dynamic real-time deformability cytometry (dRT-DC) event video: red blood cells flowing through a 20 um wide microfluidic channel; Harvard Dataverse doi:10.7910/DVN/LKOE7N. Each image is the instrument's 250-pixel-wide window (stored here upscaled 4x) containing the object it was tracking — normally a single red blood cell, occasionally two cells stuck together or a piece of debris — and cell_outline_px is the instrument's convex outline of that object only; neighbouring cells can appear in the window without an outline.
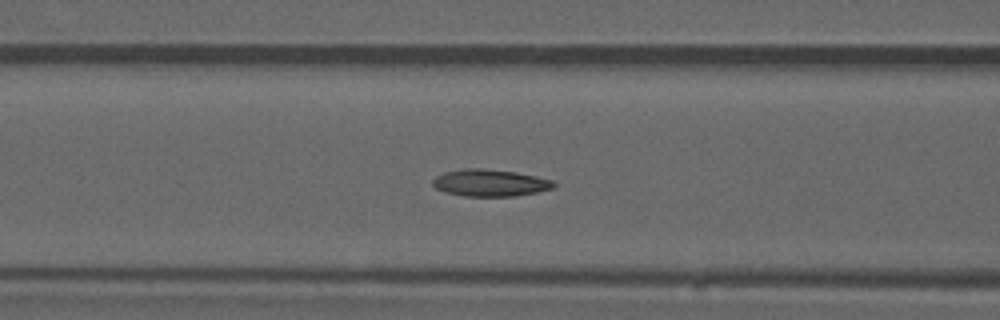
{"species": "common noctule bat (a hibernating species)", "species_latin": "Nyctalus noctula", "temperature_condition": "warm", "stored_images_in_passage": 38, "camera_frame_rate_fps": 3000, "um_per_image_px": 0.085, "animal": {"sex": "male", "forearm_length_mm": 52.5}, "frame": {"image": 1, "passage_image": 6, "time_ms": 1.667, "image_size_px": [1000, 320], "cell_outline_px": [[556, 184], [552, 188], [536, 192], [516, 196], [464, 196], [444, 192], [436, 188], [432, 184], [432, 180], [436, 176], [444, 172], [464, 168], [480, 168], [516, 172], [536, 176], [552, 180]], "centroid_in_image_um": [41.62, 15.54], "position_along_channel_um": 125.0, "area_um2": 19.02}, "authors_computed_cell_mechanics": {"area_um2": 18.3226, "velocity_mm_per_s": 3.975, "shape_relaxation_time_tau1_ms": 5.6932, "shape_relaxation_time_tau2_ms": 1.9885, "deformation_change_tau1": 0.1517, "deformation_change_tau2": 0.081}}